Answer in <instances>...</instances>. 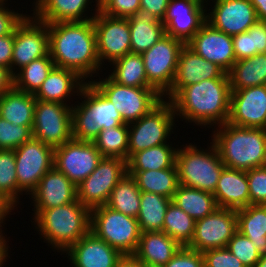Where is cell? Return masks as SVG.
<instances>
[{
	"mask_svg": "<svg viewBox=\"0 0 266 267\" xmlns=\"http://www.w3.org/2000/svg\"><path fill=\"white\" fill-rule=\"evenodd\" d=\"M0 267L4 265L3 263L6 261L8 257V245L7 241L2 233V229L0 228Z\"/></svg>",
	"mask_w": 266,
	"mask_h": 267,
	"instance_id": "58",
	"label": "cell"
},
{
	"mask_svg": "<svg viewBox=\"0 0 266 267\" xmlns=\"http://www.w3.org/2000/svg\"><path fill=\"white\" fill-rule=\"evenodd\" d=\"M236 231V210L217 208L213 213L195 221L193 238L186 247L198 252L225 248Z\"/></svg>",
	"mask_w": 266,
	"mask_h": 267,
	"instance_id": "17",
	"label": "cell"
},
{
	"mask_svg": "<svg viewBox=\"0 0 266 267\" xmlns=\"http://www.w3.org/2000/svg\"><path fill=\"white\" fill-rule=\"evenodd\" d=\"M170 0H141L140 9L151 12L157 19L163 20Z\"/></svg>",
	"mask_w": 266,
	"mask_h": 267,
	"instance_id": "53",
	"label": "cell"
},
{
	"mask_svg": "<svg viewBox=\"0 0 266 267\" xmlns=\"http://www.w3.org/2000/svg\"><path fill=\"white\" fill-rule=\"evenodd\" d=\"M30 195L34 201V210H44L74 202L77 199V189L61 171L53 166Z\"/></svg>",
	"mask_w": 266,
	"mask_h": 267,
	"instance_id": "24",
	"label": "cell"
},
{
	"mask_svg": "<svg viewBox=\"0 0 266 267\" xmlns=\"http://www.w3.org/2000/svg\"><path fill=\"white\" fill-rule=\"evenodd\" d=\"M145 267H161V266H145Z\"/></svg>",
	"mask_w": 266,
	"mask_h": 267,
	"instance_id": "64",
	"label": "cell"
},
{
	"mask_svg": "<svg viewBox=\"0 0 266 267\" xmlns=\"http://www.w3.org/2000/svg\"><path fill=\"white\" fill-rule=\"evenodd\" d=\"M90 231L123 256L135 253L141 235L137 218L106 205L91 209Z\"/></svg>",
	"mask_w": 266,
	"mask_h": 267,
	"instance_id": "7",
	"label": "cell"
},
{
	"mask_svg": "<svg viewBox=\"0 0 266 267\" xmlns=\"http://www.w3.org/2000/svg\"><path fill=\"white\" fill-rule=\"evenodd\" d=\"M218 127L212 143L225 167L248 171L263 165L266 129L238 127L228 122Z\"/></svg>",
	"mask_w": 266,
	"mask_h": 267,
	"instance_id": "3",
	"label": "cell"
},
{
	"mask_svg": "<svg viewBox=\"0 0 266 267\" xmlns=\"http://www.w3.org/2000/svg\"><path fill=\"white\" fill-rule=\"evenodd\" d=\"M141 190L136 181L126 174L113 188L106 203L109 208L137 218L140 212Z\"/></svg>",
	"mask_w": 266,
	"mask_h": 267,
	"instance_id": "38",
	"label": "cell"
},
{
	"mask_svg": "<svg viewBox=\"0 0 266 267\" xmlns=\"http://www.w3.org/2000/svg\"><path fill=\"white\" fill-rule=\"evenodd\" d=\"M172 202L195 221L213 213L218 205L212 193L178 185Z\"/></svg>",
	"mask_w": 266,
	"mask_h": 267,
	"instance_id": "34",
	"label": "cell"
},
{
	"mask_svg": "<svg viewBox=\"0 0 266 267\" xmlns=\"http://www.w3.org/2000/svg\"><path fill=\"white\" fill-rule=\"evenodd\" d=\"M141 0H104L99 11L110 17L129 18L140 9Z\"/></svg>",
	"mask_w": 266,
	"mask_h": 267,
	"instance_id": "46",
	"label": "cell"
},
{
	"mask_svg": "<svg viewBox=\"0 0 266 267\" xmlns=\"http://www.w3.org/2000/svg\"><path fill=\"white\" fill-rule=\"evenodd\" d=\"M18 189L31 194L54 166V148L35 138L14 150Z\"/></svg>",
	"mask_w": 266,
	"mask_h": 267,
	"instance_id": "13",
	"label": "cell"
},
{
	"mask_svg": "<svg viewBox=\"0 0 266 267\" xmlns=\"http://www.w3.org/2000/svg\"><path fill=\"white\" fill-rule=\"evenodd\" d=\"M85 83L84 79L76 72L69 69L54 67L43 81L41 87L34 94V97L45 102L66 104V99H69L73 93H77V95L80 94Z\"/></svg>",
	"mask_w": 266,
	"mask_h": 267,
	"instance_id": "27",
	"label": "cell"
},
{
	"mask_svg": "<svg viewBox=\"0 0 266 267\" xmlns=\"http://www.w3.org/2000/svg\"><path fill=\"white\" fill-rule=\"evenodd\" d=\"M92 142L103 157L121 158L127 161L128 124L121 123L117 127L100 129L98 136Z\"/></svg>",
	"mask_w": 266,
	"mask_h": 267,
	"instance_id": "40",
	"label": "cell"
},
{
	"mask_svg": "<svg viewBox=\"0 0 266 267\" xmlns=\"http://www.w3.org/2000/svg\"><path fill=\"white\" fill-rule=\"evenodd\" d=\"M213 195L218 208L239 210L249 206L247 171L225 167Z\"/></svg>",
	"mask_w": 266,
	"mask_h": 267,
	"instance_id": "25",
	"label": "cell"
},
{
	"mask_svg": "<svg viewBox=\"0 0 266 267\" xmlns=\"http://www.w3.org/2000/svg\"><path fill=\"white\" fill-rule=\"evenodd\" d=\"M185 43L172 36H163L150 49L141 53L148 82L163 96L173 83L178 58Z\"/></svg>",
	"mask_w": 266,
	"mask_h": 267,
	"instance_id": "10",
	"label": "cell"
},
{
	"mask_svg": "<svg viewBox=\"0 0 266 267\" xmlns=\"http://www.w3.org/2000/svg\"><path fill=\"white\" fill-rule=\"evenodd\" d=\"M93 18L96 33L97 54L100 65L105 60L113 62L131 52V39L128 18L105 15L96 5Z\"/></svg>",
	"mask_w": 266,
	"mask_h": 267,
	"instance_id": "16",
	"label": "cell"
},
{
	"mask_svg": "<svg viewBox=\"0 0 266 267\" xmlns=\"http://www.w3.org/2000/svg\"><path fill=\"white\" fill-rule=\"evenodd\" d=\"M207 22L229 36L246 32L258 20L250 0H214Z\"/></svg>",
	"mask_w": 266,
	"mask_h": 267,
	"instance_id": "19",
	"label": "cell"
},
{
	"mask_svg": "<svg viewBox=\"0 0 266 267\" xmlns=\"http://www.w3.org/2000/svg\"><path fill=\"white\" fill-rule=\"evenodd\" d=\"M14 209V206L0 193V227H2L1 224L7 217L6 215Z\"/></svg>",
	"mask_w": 266,
	"mask_h": 267,
	"instance_id": "56",
	"label": "cell"
},
{
	"mask_svg": "<svg viewBox=\"0 0 266 267\" xmlns=\"http://www.w3.org/2000/svg\"><path fill=\"white\" fill-rule=\"evenodd\" d=\"M116 267H145V265L133 255H124L117 262Z\"/></svg>",
	"mask_w": 266,
	"mask_h": 267,
	"instance_id": "55",
	"label": "cell"
},
{
	"mask_svg": "<svg viewBox=\"0 0 266 267\" xmlns=\"http://www.w3.org/2000/svg\"><path fill=\"white\" fill-rule=\"evenodd\" d=\"M229 77L206 79L184 87L172 100L176 117L196 125L218 126L226 123L230 113Z\"/></svg>",
	"mask_w": 266,
	"mask_h": 267,
	"instance_id": "2",
	"label": "cell"
},
{
	"mask_svg": "<svg viewBox=\"0 0 266 267\" xmlns=\"http://www.w3.org/2000/svg\"><path fill=\"white\" fill-rule=\"evenodd\" d=\"M248 31L252 33L254 55L266 53V21L257 20Z\"/></svg>",
	"mask_w": 266,
	"mask_h": 267,
	"instance_id": "51",
	"label": "cell"
},
{
	"mask_svg": "<svg viewBox=\"0 0 266 267\" xmlns=\"http://www.w3.org/2000/svg\"><path fill=\"white\" fill-rule=\"evenodd\" d=\"M204 267H246L227 247L202 252Z\"/></svg>",
	"mask_w": 266,
	"mask_h": 267,
	"instance_id": "47",
	"label": "cell"
},
{
	"mask_svg": "<svg viewBox=\"0 0 266 267\" xmlns=\"http://www.w3.org/2000/svg\"><path fill=\"white\" fill-rule=\"evenodd\" d=\"M254 267H266V255L261 256Z\"/></svg>",
	"mask_w": 266,
	"mask_h": 267,
	"instance_id": "59",
	"label": "cell"
},
{
	"mask_svg": "<svg viewBox=\"0 0 266 267\" xmlns=\"http://www.w3.org/2000/svg\"><path fill=\"white\" fill-rule=\"evenodd\" d=\"M236 215L237 231L254 242L260 256L266 255V205H249Z\"/></svg>",
	"mask_w": 266,
	"mask_h": 267,
	"instance_id": "32",
	"label": "cell"
},
{
	"mask_svg": "<svg viewBox=\"0 0 266 267\" xmlns=\"http://www.w3.org/2000/svg\"><path fill=\"white\" fill-rule=\"evenodd\" d=\"M68 105L36 99L33 138L53 148L72 139V106Z\"/></svg>",
	"mask_w": 266,
	"mask_h": 267,
	"instance_id": "11",
	"label": "cell"
},
{
	"mask_svg": "<svg viewBox=\"0 0 266 267\" xmlns=\"http://www.w3.org/2000/svg\"><path fill=\"white\" fill-rule=\"evenodd\" d=\"M162 267H204L202 252L182 246Z\"/></svg>",
	"mask_w": 266,
	"mask_h": 267,
	"instance_id": "48",
	"label": "cell"
},
{
	"mask_svg": "<svg viewBox=\"0 0 266 267\" xmlns=\"http://www.w3.org/2000/svg\"><path fill=\"white\" fill-rule=\"evenodd\" d=\"M234 54L237 60L254 56L252 33L248 30L232 36Z\"/></svg>",
	"mask_w": 266,
	"mask_h": 267,
	"instance_id": "49",
	"label": "cell"
},
{
	"mask_svg": "<svg viewBox=\"0 0 266 267\" xmlns=\"http://www.w3.org/2000/svg\"><path fill=\"white\" fill-rule=\"evenodd\" d=\"M177 148L169 143L157 145L134 153L127 160V171L161 170L175 164Z\"/></svg>",
	"mask_w": 266,
	"mask_h": 267,
	"instance_id": "36",
	"label": "cell"
},
{
	"mask_svg": "<svg viewBox=\"0 0 266 267\" xmlns=\"http://www.w3.org/2000/svg\"><path fill=\"white\" fill-rule=\"evenodd\" d=\"M97 2H96V4H97V6H99L104 0H96Z\"/></svg>",
	"mask_w": 266,
	"mask_h": 267,
	"instance_id": "62",
	"label": "cell"
},
{
	"mask_svg": "<svg viewBox=\"0 0 266 267\" xmlns=\"http://www.w3.org/2000/svg\"><path fill=\"white\" fill-rule=\"evenodd\" d=\"M141 191L155 193L173 198L179 185L177 168L174 164L171 168L161 170L127 171Z\"/></svg>",
	"mask_w": 266,
	"mask_h": 267,
	"instance_id": "33",
	"label": "cell"
},
{
	"mask_svg": "<svg viewBox=\"0 0 266 267\" xmlns=\"http://www.w3.org/2000/svg\"><path fill=\"white\" fill-rule=\"evenodd\" d=\"M262 166L266 168V151H265V154H264V161H263V165Z\"/></svg>",
	"mask_w": 266,
	"mask_h": 267,
	"instance_id": "61",
	"label": "cell"
},
{
	"mask_svg": "<svg viewBox=\"0 0 266 267\" xmlns=\"http://www.w3.org/2000/svg\"><path fill=\"white\" fill-rule=\"evenodd\" d=\"M5 5V3L0 4V37L11 34L26 16L9 10Z\"/></svg>",
	"mask_w": 266,
	"mask_h": 267,
	"instance_id": "50",
	"label": "cell"
},
{
	"mask_svg": "<svg viewBox=\"0 0 266 267\" xmlns=\"http://www.w3.org/2000/svg\"><path fill=\"white\" fill-rule=\"evenodd\" d=\"M32 137L30 127L15 126L0 117V149L15 150Z\"/></svg>",
	"mask_w": 266,
	"mask_h": 267,
	"instance_id": "43",
	"label": "cell"
},
{
	"mask_svg": "<svg viewBox=\"0 0 266 267\" xmlns=\"http://www.w3.org/2000/svg\"><path fill=\"white\" fill-rule=\"evenodd\" d=\"M250 205H266V168L256 167L247 171Z\"/></svg>",
	"mask_w": 266,
	"mask_h": 267,
	"instance_id": "45",
	"label": "cell"
},
{
	"mask_svg": "<svg viewBox=\"0 0 266 267\" xmlns=\"http://www.w3.org/2000/svg\"><path fill=\"white\" fill-rule=\"evenodd\" d=\"M206 7L189 0H170L161 21L166 35L180 39L185 44L207 22Z\"/></svg>",
	"mask_w": 266,
	"mask_h": 267,
	"instance_id": "22",
	"label": "cell"
},
{
	"mask_svg": "<svg viewBox=\"0 0 266 267\" xmlns=\"http://www.w3.org/2000/svg\"><path fill=\"white\" fill-rule=\"evenodd\" d=\"M14 45V31L0 37V65L4 66L11 71L12 52Z\"/></svg>",
	"mask_w": 266,
	"mask_h": 267,
	"instance_id": "52",
	"label": "cell"
},
{
	"mask_svg": "<svg viewBox=\"0 0 266 267\" xmlns=\"http://www.w3.org/2000/svg\"><path fill=\"white\" fill-rule=\"evenodd\" d=\"M54 67L50 54L33 60L14 75V87L17 90L35 94Z\"/></svg>",
	"mask_w": 266,
	"mask_h": 267,
	"instance_id": "39",
	"label": "cell"
},
{
	"mask_svg": "<svg viewBox=\"0 0 266 267\" xmlns=\"http://www.w3.org/2000/svg\"><path fill=\"white\" fill-rule=\"evenodd\" d=\"M256 10L258 20L266 21V0H250Z\"/></svg>",
	"mask_w": 266,
	"mask_h": 267,
	"instance_id": "57",
	"label": "cell"
},
{
	"mask_svg": "<svg viewBox=\"0 0 266 267\" xmlns=\"http://www.w3.org/2000/svg\"><path fill=\"white\" fill-rule=\"evenodd\" d=\"M128 22L132 53H143L166 35L165 27L161 20L157 19L149 11L139 9L133 16L128 18Z\"/></svg>",
	"mask_w": 266,
	"mask_h": 267,
	"instance_id": "29",
	"label": "cell"
},
{
	"mask_svg": "<svg viewBox=\"0 0 266 267\" xmlns=\"http://www.w3.org/2000/svg\"><path fill=\"white\" fill-rule=\"evenodd\" d=\"M121 114L125 124L145 116L163 96L155 88H138L117 84L109 76L101 81H90Z\"/></svg>",
	"mask_w": 266,
	"mask_h": 267,
	"instance_id": "9",
	"label": "cell"
},
{
	"mask_svg": "<svg viewBox=\"0 0 266 267\" xmlns=\"http://www.w3.org/2000/svg\"><path fill=\"white\" fill-rule=\"evenodd\" d=\"M172 199L159 194L141 191L140 212L137 216L141 233L162 231L164 218Z\"/></svg>",
	"mask_w": 266,
	"mask_h": 267,
	"instance_id": "37",
	"label": "cell"
},
{
	"mask_svg": "<svg viewBox=\"0 0 266 267\" xmlns=\"http://www.w3.org/2000/svg\"><path fill=\"white\" fill-rule=\"evenodd\" d=\"M194 228L195 220L171 202L165 214L162 232L181 246H187L193 238Z\"/></svg>",
	"mask_w": 266,
	"mask_h": 267,
	"instance_id": "41",
	"label": "cell"
},
{
	"mask_svg": "<svg viewBox=\"0 0 266 267\" xmlns=\"http://www.w3.org/2000/svg\"><path fill=\"white\" fill-rule=\"evenodd\" d=\"M229 251L234 254L246 267H254L260 259L254 242L236 231L227 244Z\"/></svg>",
	"mask_w": 266,
	"mask_h": 267,
	"instance_id": "44",
	"label": "cell"
},
{
	"mask_svg": "<svg viewBox=\"0 0 266 267\" xmlns=\"http://www.w3.org/2000/svg\"><path fill=\"white\" fill-rule=\"evenodd\" d=\"M72 267H116L123 255L89 231L66 252Z\"/></svg>",
	"mask_w": 266,
	"mask_h": 267,
	"instance_id": "23",
	"label": "cell"
},
{
	"mask_svg": "<svg viewBox=\"0 0 266 267\" xmlns=\"http://www.w3.org/2000/svg\"><path fill=\"white\" fill-rule=\"evenodd\" d=\"M189 1H192V2H195V3H197V4H199V5H202V6H205L204 5V1H206V0H189Z\"/></svg>",
	"mask_w": 266,
	"mask_h": 267,
	"instance_id": "60",
	"label": "cell"
},
{
	"mask_svg": "<svg viewBox=\"0 0 266 267\" xmlns=\"http://www.w3.org/2000/svg\"><path fill=\"white\" fill-rule=\"evenodd\" d=\"M47 55H49L48 24L34 16H25L14 29L12 74L15 75L18 72L15 68L20 70L33 60Z\"/></svg>",
	"mask_w": 266,
	"mask_h": 267,
	"instance_id": "15",
	"label": "cell"
},
{
	"mask_svg": "<svg viewBox=\"0 0 266 267\" xmlns=\"http://www.w3.org/2000/svg\"><path fill=\"white\" fill-rule=\"evenodd\" d=\"M186 45L205 60L217 64L226 73L236 62L232 36L216 30L208 22Z\"/></svg>",
	"mask_w": 266,
	"mask_h": 267,
	"instance_id": "21",
	"label": "cell"
},
{
	"mask_svg": "<svg viewBox=\"0 0 266 267\" xmlns=\"http://www.w3.org/2000/svg\"><path fill=\"white\" fill-rule=\"evenodd\" d=\"M112 64L115 67L109 77L117 84L138 88H154L147 80L141 54L127 53L113 61Z\"/></svg>",
	"mask_w": 266,
	"mask_h": 267,
	"instance_id": "35",
	"label": "cell"
},
{
	"mask_svg": "<svg viewBox=\"0 0 266 267\" xmlns=\"http://www.w3.org/2000/svg\"><path fill=\"white\" fill-rule=\"evenodd\" d=\"M103 156L90 141L70 139L54 148V167L75 186L86 179L98 166Z\"/></svg>",
	"mask_w": 266,
	"mask_h": 267,
	"instance_id": "14",
	"label": "cell"
},
{
	"mask_svg": "<svg viewBox=\"0 0 266 267\" xmlns=\"http://www.w3.org/2000/svg\"><path fill=\"white\" fill-rule=\"evenodd\" d=\"M85 100L72 106V135L74 139L92 142L100 129L124 123L121 114L89 80L79 94Z\"/></svg>",
	"mask_w": 266,
	"mask_h": 267,
	"instance_id": "5",
	"label": "cell"
},
{
	"mask_svg": "<svg viewBox=\"0 0 266 267\" xmlns=\"http://www.w3.org/2000/svg\"><path fill=\"white\" fill-rule=\"evenodd\" d=\"M0 193L14 207L19 203L22 192L18 189L14 150L0 149Z\"/></svg>",
	"mask_w": 266,
	"mask_h": 267,
	"instance_id": "42",
	"label": "cell"
},
{
	"mask_svg": "<svg viewBox=\"0 0 266 267\" xmlns=\"http://www.w3.org/2000/svg\"><path fill=\"white\" fill-rule=\"evenodd\" d=\"M14 87V75L10 69L0 65V97Z\"/></svg>",
	"mask_w": 266,
	"mask_h": 267,
	"instance_id": "54",
	"label": "cell"
},
{
	"mask_svg": "<svg viewBox=\"0 0 266 267\" xmlns=\"http://www.w3.org/2000/svg\"><path fill=\"white\" fill-rule=\"evenodd\" d=\"M228 123L266 129V85L231 90Z\"/></svg>",
	"mask_w": 266,
	"mask_h": 267,
	"instance_id": "18",
	"label": "cell"
},
{
	"mask_svg": "<svg viewBox=\"0 0 266 267\" xmlns=\"http://www.w3.org/2000/svg\"><path fill=\"white\" fill-rule=\"evenodd\" d=\"M228 77L231 90L266 85V53L237 60Z\"/></svg>",
	"mask_w": 266,
	"mask_h": 267,
	"instance_id": "31",
	"label": "cell"
},
{
	"mask_svg": "<svg viewBox=\"0 0 266 267\" xmlns=\"http://www.w3.org/2000/svg\"><path fill=\"white\" fill-rule=\"evenodd\" d=\"M7 2L8 0H0V4H4V2Z\"/></svg>",
	"mask_w": 266,
	"mask_h": 267,
	"instance_id": "63",
	"label": "cell"
},
{
	"mask_svg": "<svg viewBox=\"0 0 266 267\" xmlns=\"http://www.w3.org/2000/svg\"><path fill=\"white\" fill-rule=\"evenodd\" d=\"M126 174V160L103 157L96 169L76 186L77 200L90 210L106 205L111 191Z\"/></svg>",
	"mask_w": 266,
	"mask_h": 267,
	"instance_id": "12",
	"label": "cell"
},
{
	"mask_svg": "<svg viewBox=\"0 0 266 267\" xmlns=\"http://www.w3.org/2000/svg\"><path fill=\"white\" fill-rule=\"evenodd\" d=\"M35 104L34 94L13 87L0 97V117L15 126H28L32 129Z\"/></svg>",
	"mask_w": 266,
	"mask_h": 267,
	"instance_id": "30",
	"label": "cell"
},
{
	"mask_svg": "<svg viewBox=\"0 0 266 267\" xmlns=\"http://www.w3.org/2000/svg\"><path fill=\"white\" fill-rule=\"evenodd\" d=\"M211 144L208 150L197 149L192 144L177 148L175 165L179 185L214 193L225 165Z\"/></svg>",
	"mask_w": 266,
	"mask_h": 267,
	"instance_id": "6",
	"label": "cell"
},
{
	"mask_svg": "<svg viewBox=\"0 0 266 267\" xmlns=\"http://www.w3.org/2000/svg\"><path fill=\"white\" fill-rule=\"evenodd\" d=\"M228 77L217 64L205 60L186 44L181 49L176 74L171 88L163 95L171 101L184 87L200 83L206 79ZM168 95V97H167Z\"/></svg>",
	"mask_w": 266,
	"mask_h": 267,
	"instance_id": "20",
	"label": "cell"
},
{
	"mask_svg": "<svg viewBox=\"0 0 266 267\" xmlns=\"http://www.w3.org/2000/svg\"><path fill=\"white\" fill-rule=\"evenodd\" d=\"M49 54L55 67L85 79L101 69L93 20L48 24Z\"/></svg>",
	"mask_w": 266,
	"mask_h": 267,
	"instance_id": "1",
	"label": "cell"
},
{
	"mask_svg": "<svg viewBox=\"0 0 266 267\" xmlns=\"http://www.w3.org/2000/svg\"><path fill=\"white\" fill-rule=\"evenodd\" d=\"M33 211L39 234L61 252H66L90 231L91 210L77 199L63 206Z\"/></svg>",
	"mask_w": 266,
	"mask_h": 267,
	"instance_id": "4",
	"label": "cell"
},
{
	"mask_svg": "<svg viewBox=\"0 0 266 267\" xmlns=\"http://www.w3.org/2000/svg\"><path fill=\"white\" fill-rule=\"evenodd\" d=\"M182 246L162 231H147L140 235L133 256L145 266H164Z\"/></svg>",
	"mask_w": 266,
	"mask_h": 267,
	"instance_id": "26",
	"label": "cell"
},
{
	"mask_svg": "<svg viewBox=\"0 0 266 267\" xmlns=\"http://www.w3.org/2000/svg\"><path fill=\"white\" fill-rule=\"evenodd\" d=\"M175 115L172 102L163 98L145 116L128 124L127 160L138 151L166 144L175 124Z\"/></svg>",
	"mask_w": 266,
	"mask_h": 267,
	"instance_id": "8",
	"label": "cell"
},
{
	"mask_svg": "<svg viewBox=\"0 0 266 267\" xmlns=\"http://www.w3.org/2000/svg\"><path fill=\"white\" fill-rule=\"evenodd\" d=\"M90 0H37L33 16L41 22L52 24L58 22H83L93 20L85 11ZM83 14H85L83 16ZM86 16V17H85ZM85 17V18H83Z\"/></svg>",
	"mask_w": 266,
	"mask_h": 267,
	"instance_id": "28",
	"label": "cell"
}]
</instances>
